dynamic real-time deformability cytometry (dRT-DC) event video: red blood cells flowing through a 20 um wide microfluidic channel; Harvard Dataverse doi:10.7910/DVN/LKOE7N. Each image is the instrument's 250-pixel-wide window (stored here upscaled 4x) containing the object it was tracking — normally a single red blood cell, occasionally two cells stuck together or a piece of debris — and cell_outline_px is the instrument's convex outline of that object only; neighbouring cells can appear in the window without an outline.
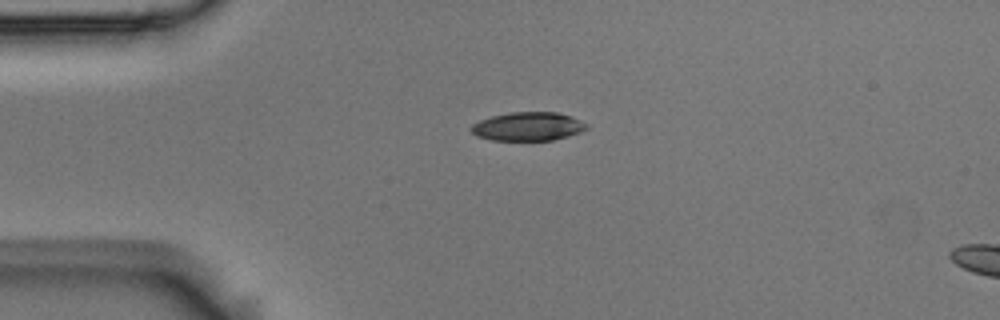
{"species": "Egyptian fruit bat (a non-hibernating species)", "species_latin": "Rousettus aegyptiacus", "temperature_condition": "room temperature", "stored_images_in_passage": 4, "segment_of_instrument_passage": [1, 2], "camera_frame_rate_fps": 3000, "um_per_image_px": 0.085, "animal": {"sex": "male"}, "frame": {"image": 1, "passage_image": 2, "time_ms": 0.333, "image_size_px": [1000, 320], "cell_outline_px": [[588, 128], [580, 132], [568, 136], [552, 140], [492, 140], [476, 136], [468, 128], [472, 124], [480, 120], [492, 116], [512, 112], [556, 112], [572, 116], [588, 124]], "centroid_in_image_um": [44.87, 10.75], "position_along_channel_um": 40.1, "area_um2": 19.31}}